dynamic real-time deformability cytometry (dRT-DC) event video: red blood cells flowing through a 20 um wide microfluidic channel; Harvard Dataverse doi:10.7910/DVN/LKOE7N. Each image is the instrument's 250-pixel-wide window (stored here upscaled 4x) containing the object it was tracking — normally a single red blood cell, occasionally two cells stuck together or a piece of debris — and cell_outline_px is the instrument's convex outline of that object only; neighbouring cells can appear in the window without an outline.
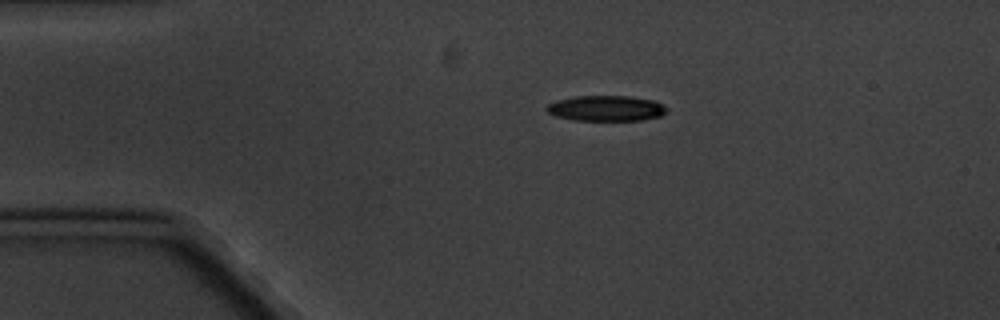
{"species": "common noctule bat (a hibernating species)", "species_latin": "Nyctalus noctula", "temperature_condition": "cold", "stored_images_in_passage": 9, "camera_frame_rate_fps": 3000, "um_per_image_px": 0.085, "animal": {"sex": "male", "body_mass_g": 20.1, "forearm_length_mm": 53.5}, "frame": {"image": 1, "passage_image": 1, "time_ms": 0.0, "image_size_px": [1000, 320], "cell_outline_px": [[668, 108], [660, 116], [640, 120], [572, 120], [556, 116], [548, 112], [544, 108], [548, 104], [556, 100], [576, 96], [628, 96], [656, 100]], "centroid_in_image_um": [51.5, 9.2], "position_along_channel_um": 33.5, "area_um2": 17.86}}
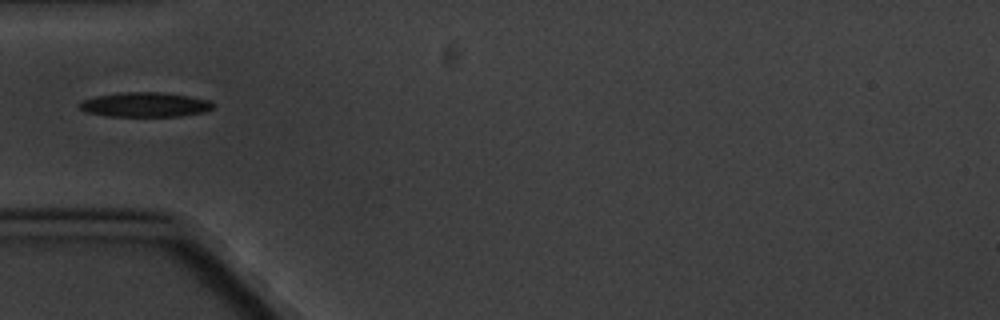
{"frame": {"image": 2, "passage_image": 3, "time_ms": 2.333, "image_size_px": [1000, 320], "cell_outline_px": [[216, 104], [212, 108], [204, 112], [180, 116], [108, 116], [84, 112], [80, 108], [80, 104], [84, 100], [96, 96], [120, 92], [160, 92], [188, 96], [208, 100]], "centroid_in_image_um": [12.34, 8.89], "position_along_channel_um": 72.7, "area_um2": 19.07}}
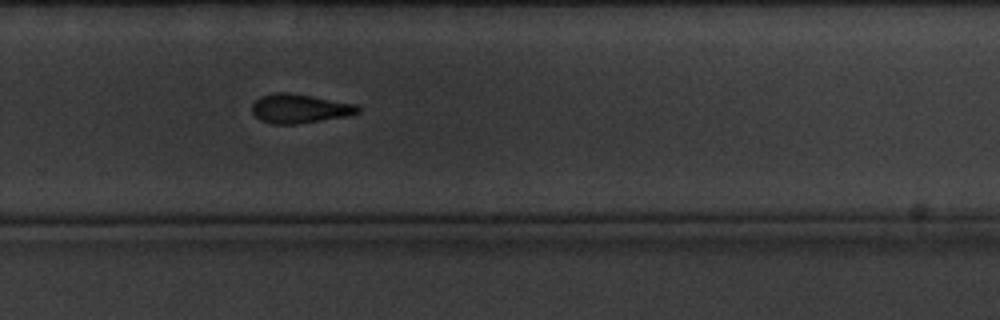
{"frame": {"image": 3, "passage_image": 9, "time_ms": 9.333, "image_size_px": [1000, 320], "cell_outline_px": [[360, 112], [348, 116], [296, 124], [272, 124], [260, 120], [252, 112], [252, 104], [260, 96], [276, 92], [288, 92], [312, 96], [356, 104], [360, 108]], "centroid_in_image_um": [25.46, 9.23], "position_along_channel_um": 304.3, "area_um2": 17.98}}